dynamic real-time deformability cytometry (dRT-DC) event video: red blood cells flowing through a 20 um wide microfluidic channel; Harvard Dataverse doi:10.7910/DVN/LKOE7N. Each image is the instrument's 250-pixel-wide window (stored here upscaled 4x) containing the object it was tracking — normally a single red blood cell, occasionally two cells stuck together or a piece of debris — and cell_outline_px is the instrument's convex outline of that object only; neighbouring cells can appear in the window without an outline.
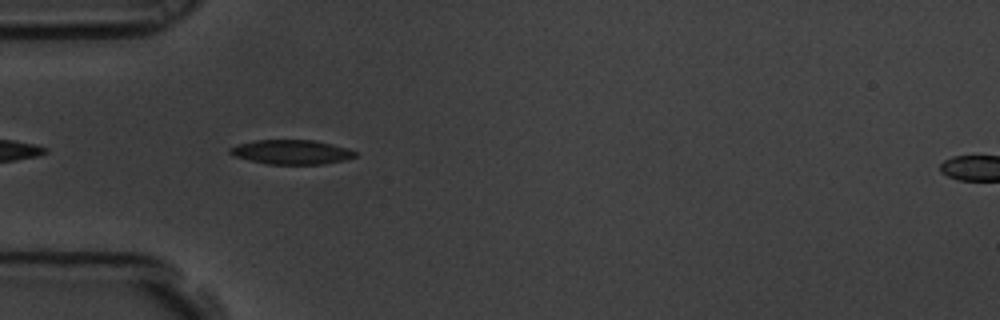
{"species": "common noctule bat (a hibernating species)", "species_latin": "Nyctalus noctula", "temperature_condition": "room temperature", "stored_images_in_passage": 7, "camera_frame_rate_fps": 3000, "um_per_image_px": 0.085, "animal": {"sex": "male", "body_mass_g": 19.5, "forearm_length_mm": 54.6}, "frame": {"image": 1, "passage_image": 6, "time_ms": 1.667, "image_size_px": [1000, 320], "cell_outline_px": [[356, 156], [344, 160], [324, 164], [268, 164], [232, 156], [228, 152], [228, 148], [236, 144], [256, 140], [316, 140], [348, 148], [356, 152]], "centroid_in_image_um": [24.74, 12.92], "position_along_channel_um": 60.3, "area_um2": 17.92}}
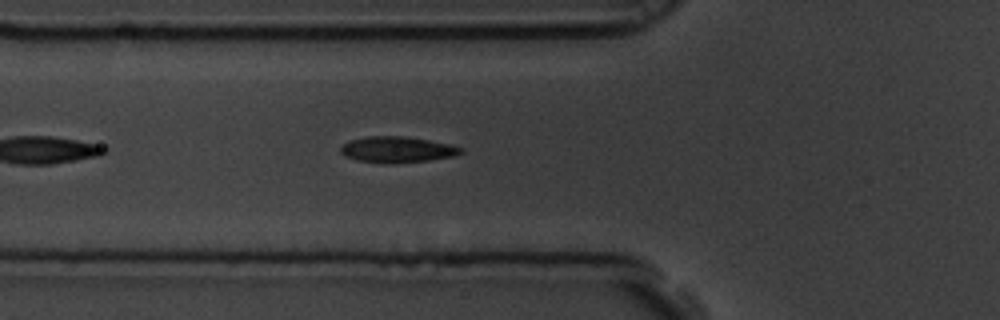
{"frame": {"image": 2, "passage_image": 7, "time_ms": 2.0, "image_size_px": [1000, 320], "cell_outline_px": [[464, 152], [456, 156], [428, 160], [392, 164], [380, 164], [356, 160], [344, 156], [340, 152], [340, 148], [348, 140], [368, 136], [408, 136], [448, 144], [464, 148]], "centroid_in_image_um": [33.74, 12.72], "position_along_channel_um": 92.1, "area_um2": 18.55}}